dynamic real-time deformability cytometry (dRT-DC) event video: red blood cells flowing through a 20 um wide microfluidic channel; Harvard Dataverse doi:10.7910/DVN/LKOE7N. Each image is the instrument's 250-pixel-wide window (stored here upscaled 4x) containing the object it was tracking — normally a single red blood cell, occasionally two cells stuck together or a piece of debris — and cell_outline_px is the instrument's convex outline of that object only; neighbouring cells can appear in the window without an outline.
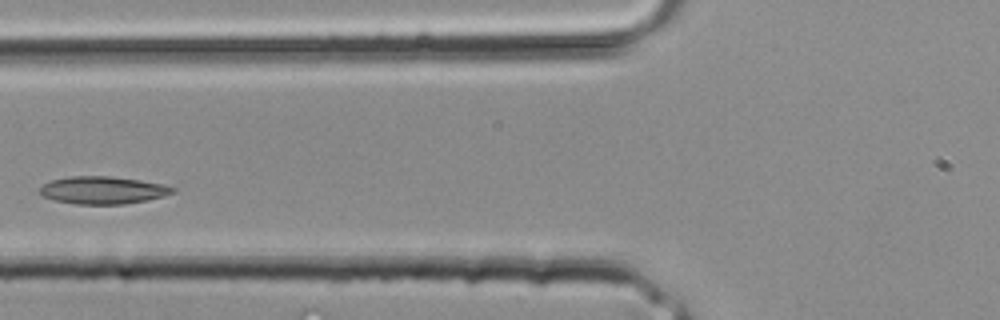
{"species": "common noctule bat (a hibernating species)", "species_latin": "Nyctalus noctula", "temperature_condition": "room temperature", "stored_images_in_passage": 30, "camera_frame_rate_fps": 3000, "um_per_image_px": 0.085, "animal": {"sex": "male", "body_mass_g": 20.4}, "frame": {"image": 1, "passage_image": 8, "time_ms": 2.333, "image_size_px": [1000, 320], "cell_outline_px": [[176, 192], [164, 196], [148, 200], [124, 204], [76, 204], [56, 200], [44, 196], [40, 192], [40, 188], [44, 184], [52, 180], [72, 176], [112, 176], [140, 180], [160, 184], [176, 188]], "centroid_in_image_um": [8.78, 16.16], "position_along_channel_um": 117.0, "area_um2": 21.15}}
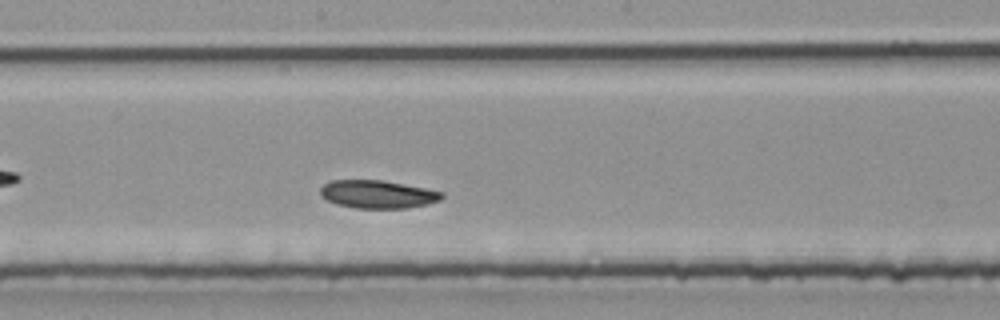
{"frame": {"image": 2, "passage_image": 13, "time_ms": 4.0, "image_size_px": [1000, 320], "cell_outline_px": [[444, 196], [440, 200], [428, 204], [408, 208], [356, 208], [336, 204], [320, 196], [320, 188], [324, 184], [332, 180], [380, 180], [424, 188], [444, 192]], "centroid_in_image_um": [32.09, 16.52], "position_along_channel_um": 216.1, "area_um2": 19.77}}
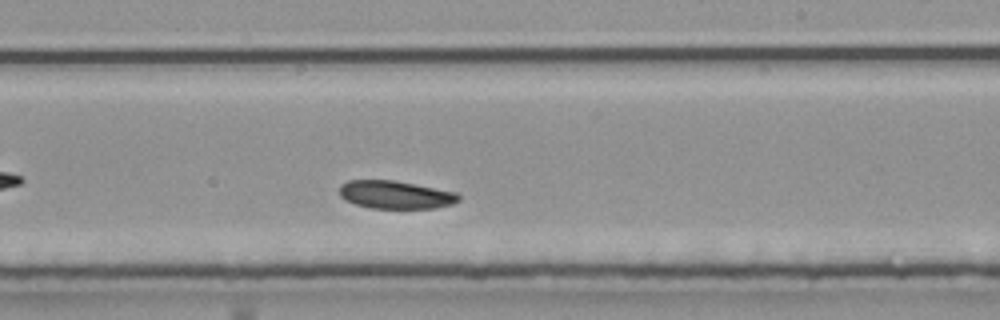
{"frame": {"image": 3, "passage_image": 15, "time_ms": 4.667, "image_size_px": [1000, 320], "cell_outline_px": [[460, 200], [452, 204], [436, 208], [368, 208], [344, 200], [340, 196], [340, 184], [348, 180], [392, 180], [456, 192], [460, 196]], "centroid_in_image_um": [33.59, 16.56], "position_along_channel_um": 255.4, "area_um2": 19.42}}